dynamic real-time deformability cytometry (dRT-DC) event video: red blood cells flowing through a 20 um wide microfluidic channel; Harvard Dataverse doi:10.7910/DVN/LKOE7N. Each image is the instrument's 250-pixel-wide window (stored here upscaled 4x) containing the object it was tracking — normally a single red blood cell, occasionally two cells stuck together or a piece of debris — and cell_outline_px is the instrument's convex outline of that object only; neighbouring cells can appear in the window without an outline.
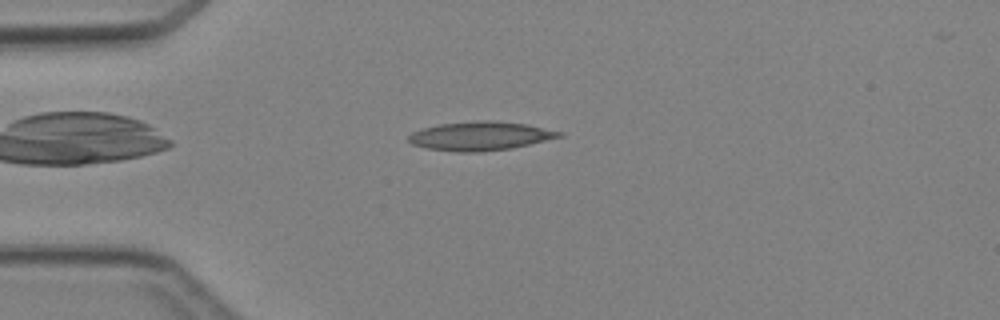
{"species": "Egyptian fruit bat (a non-hibernating species)", "species_latin": "Rousettus aegyptiacus", "temperature_condition": "cold", "stored_images_in_passage": 2, "camera_frame_rate_fps": 3000, "um_per_image_px": 0.085, "animal": {"sex": "female"}, "frame": {"image": 1, "passage_image": 1, "time_ms": 0.0, "image_size_px": [1000, 320], "cell_outline_px": [[564, 136], [512, 148], [480, 152], [456, 152], [428, 148], [412, 144], [408, 140], [408, 136], [412, 132], [424, 128], [440, 124], [528, 124], [564, 132]], "centroid_in_image_um": [40.84, 11.62], "position_along_channel_um": 44.2, "area_um2": 23.87}}